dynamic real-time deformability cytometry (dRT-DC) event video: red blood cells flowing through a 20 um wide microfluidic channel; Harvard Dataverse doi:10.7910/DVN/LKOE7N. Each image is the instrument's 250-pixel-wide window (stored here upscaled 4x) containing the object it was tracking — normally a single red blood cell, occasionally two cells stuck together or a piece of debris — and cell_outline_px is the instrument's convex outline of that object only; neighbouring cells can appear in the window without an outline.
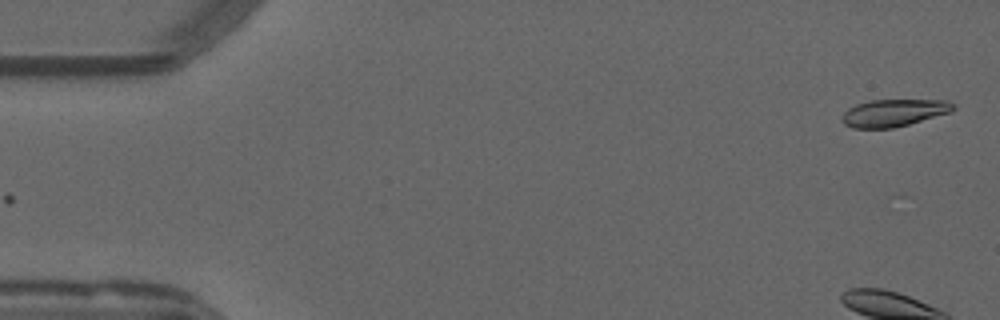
{"species": "common noctule bat (a hibernating species)", "species_latin": "Nyctalus noctula", "temperature_condition": "warm", "stored_images_in_passage": 39, "camera_frame_rate_fps": 3000, "um_per_image_px": 0.085, "animal": {"sex": "male", "forearm_length_mm": 52.5}, "frame": {"image": 1, "passage_image": 1, "time_ms": 0.0, "image_size_px": [1000, 320], "cell_outline_px": [[956, 108], [952, 112], [908, 124], [892, 128], [852, 128], [844, 124], [840, 120], [844, 112], [848, 108], [856, 104], [872, 100], [948, 100], [956, 104]], "centroid_in_image_um": [75.99, 9.58], "position_along_channel_um": 9.0, "area_um2": 17.8}}